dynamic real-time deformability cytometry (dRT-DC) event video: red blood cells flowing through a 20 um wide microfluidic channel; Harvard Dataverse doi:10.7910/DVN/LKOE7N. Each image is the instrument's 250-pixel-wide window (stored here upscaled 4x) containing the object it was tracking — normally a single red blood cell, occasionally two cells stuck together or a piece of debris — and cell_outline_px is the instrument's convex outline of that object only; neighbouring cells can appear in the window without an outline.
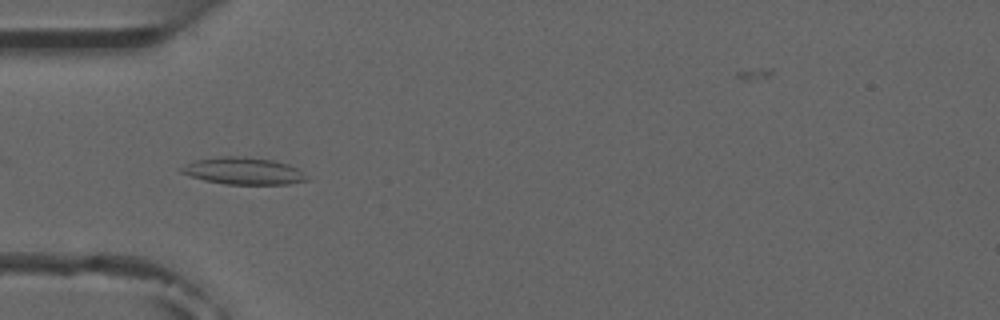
{"species": "common noctule bat (a hibernating species)", "species_latin": "Nyctalus noctula", "temperature_condition": "room temperature", "stored_images_in_passage": 5, "camera_frame_rate_fps": 3000, "um_per_image_px": 0.085, "animal": {"sex": "male", "forearm_length_mm": 52.5}, "frame": {"image": 1, "passage_image": 4, "time_ms": 3.667, "image_size_px": [1000, 320], "cell_outline_px": [[308, 180], [288, 184], [224, 184], [204, 180], [188, 176], [180, 172], [176, 168], [184, 164], [196, 160], [220, 156], [244, 156], [272, 160], [288, 164], [300, 168], [308, 176]], "centroid_in_image_um": [20.66, 14.53], "position_along_channel_um": 64.3, "area_um2": 20.11}}
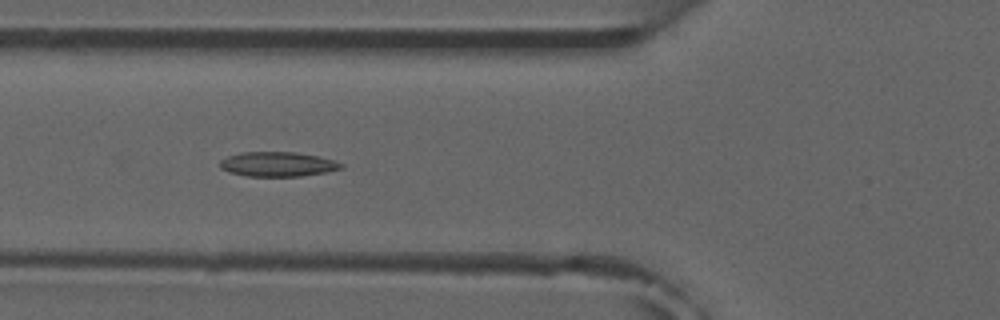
{"frame": {"image": 2, "passage_image": 5, "time_ms": 4.667, "image_size_px": [1000, 320], "cell_outline_px": [[344, 168], [324, 172], [300, 176], [248, 176], [228, 172], [220, 168], [220, 160], [228, 156], [240, 152], [296, 152], [316, 156], [332, 160], [344, 164]], "centroid_in_image_um": [23.57, 13.95], "position_along_channel_um": 102.2, "area_um2": 17.28}}